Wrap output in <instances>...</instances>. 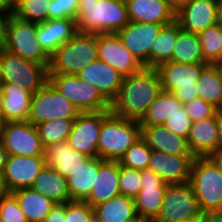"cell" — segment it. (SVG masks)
<instances>
[{
    "instance_id": "obj_55",
    "label": "cell",
    "mask_w": 222,
    "mask_h": 222,
    "mask_svg": "<svg viewBox=\"0 0 222 222\" xmlns=\"http://www.w3.org/2000/svg\"><path fill=\"white\" fill-rule=\"evenodd\" d=\"M217 24L222 28V0H218Z\"/></svg>"
},
{
    "instance_id": "obj_27",
    "label": "cell",
    "mask_w": 222,
    "mask_h": 222,
    "mask_svg": "<svg viewBox=\"0 0 222 222\" xmlns=\"http://www.w3.org/2000/svg\"><path fill=\"white\" fill-rule=\"evenodd\" d=\"M1 84V106L6 122L27 121L33 93L11 83Z\"/></svg>"
},
{
    "instance_id": "obj_9",
    "label": "cell",
    "mask_w": 222,
    "mask_h": 222,
    "mask_svg": "<svg viewBox=\"0 0 222 222\" xmlns=\"http://www.w3.org/2000/svg\"><path fill=\"white\" fill-rule=\"evenodd\" d=\"M81 112L48 81L32 95L27 121L38 125L56 118L75 119Z\"/></svg>"
},
{
    "instance_id": "obj_15",
    "label": "cell",
    "mask_w": 222,
    "mask_h": 222,
    "mask_svg": "<svg viewBox=\"0 0 222 222\" xmlns=\"http://www.w3.org/2000/svg\"><path fill=\"white\" fill-rule=\"evenodd\" d=\"M102 111L81 112L74 120L68 137L70 146L89 157L98 156Z\"/></svg>"
},
{
    "instance_id": "obj_51",
    "label": "cell",
    "mask_w": 222,
    "mask_h": 222,
    "mask_svg": "<svg viewBox=\"0 0 222 222\" xmlns=\"http://www.w3.org/2000/svg\"><path fill=\"white\" fill-rule=\"evenodd\" d=\"M10 193L4 174H0V200Z\"/></svg>"
},
{
    "instance_id": "obj_34",
    "label": "cell",
    "mask_w": 222,
    "mask_h": 222,
    "mask_svg": "<svg viewBox=\"0 0 222 222\" xmlns=\"http://www.w3.org/2000/svg\"><path fill=\"white\" fill-rule=\"evenodd\" d=\"M171 61L183 64L206 63L198 34L182 30L179 24V34Z\"/></svg>"
},
{
    "instance_id": "obj_54",
    "label": "cell",
    "mask_w": 222,
    "mask_h": 222,
    "mask_svg": "<svg viewBox=\"0 0 222 222\" xmlns=\"http://www.w3.org/2000/svg\"><path fill=\"white\" fill-rule=\"evenodd\" d=\"M0 13H2V14H13V11L8 6L6 0H0Z\"/></svg>"
},
{
    "instance_id": "obj_60",
    "label": "cell",
    "mask_w": 222,
    "mask_h": 222,
    "mask_svg": "<svg viewBox=\"0 0 222 222\" xmlns=\"http://www.w3.org/2000/svg\"><path fill=\"white\" fill-rule=\"evenodd\" d=\"M142 222H161L157 218H144Z\"/></svg>"
},
{
    "instance_id": "obj_10",
    "label": "cell",
    "mask_w": 222,
    "mask_h": 222,
    "mask_svg": "<svg viewBox=\"0 0 222 222\" xmlns=\"http://www.w3.org/2000/svg\"><path fill=\"white\" fill-rule=\"evenodd\" d=\"M1 83H11L35 94L48 82L49 64H37L1 51Z\"/></svg>"
},
{
    "instance_id": "obj_7",
    "label": "cell",
    "mask_w": 222,
    "mask_h": 222,
    "mask_svg": "<svg viewBox=\"0 0 222 222\" xmlns=\"http://www.w3.org/2000/svg\"><path fill=\"white\" fill-rule=\"evenodd\" d=\"M38 23L19 19L11 15L7 29L5 50L24 60L37 64H50L37 37Z\"/></svg>"
},
{
    "instance_id": "obj_52",
    "label": "cell",
    "mask_w": 222,
    "mask_h": 222,
    "mask_svg": "<svg viewBox=\"0 0 222 222\" xmlns=\"http://www.w3.org/2000/svg\"><path fill=\"white\" fill-rule=\"evenodd\" d=\"M169 6L177 13L183 6H185L190 0H167Z\"/></svg>"
},
{
    "instance_id": "obj_45",
    "label": "cell",
    "mask_w": 222,
    "mask_h": 222,
    "mask_svg": "<svg viewBox=\"0 0 222 222\" xmlns=\"http://www.w3.org/2000/svg\"><path fill=\"white\" fill-rule=\"evenodd\" d=\"M193 121L189 118L185 108H181L178 112L170 116L165 123L164 127L172 133L187 138L190 132Z\"/></svg>"
},
{
    "instance_id": "obj_13",
    "label": "cell",
    "mask_w": 222,
    "mask_h": 222,
    "mask_svg": "<svg viewBox=\"0 0 222 222\" xmlns=\"http://www.w3.org/2000/svg\"><path fill=\"white\" fill-rule=\"evenodd\" d=\"M163 26L130 21L116 34L144 67L151 68V47Z\"/></svg>"
},
{
    "instance_id": "obj_39",
    "label": "cell",
    "mask_w": 222,
    "mask_h": 222,
    "mask_svg": "<svg viewBox=\"0 0 222 222\" xmlns=\"http://www.w3.org/2000/svg\"><path fill=\"white\" fill-rule=\"evenodd\" d=\"M52 0H24L14 11L13 15L30 22L49 20V7Z\"/></svg>"
},
{
    "instance_id": "obj_44",
    "label": "cell",
    "mask_w": 222,
    "mask_h": 222,
    "mask_svg": "<svg viewBox=\"0 0 222 222\" xmlns=\"http://www.w3.org/2000/svg\"><path fill=\"white\" fill-rule=\"evenodd\" d=\"M183 105L186 113L193 122L212 117L218 111V108L212 103L203 101L200 97H197Z\"/></svg>"
},
{
    "instance_id": "obj_33",
    "label": "cell",
    "mask_w": 222,
    "mask_h": 222,
    "mask_svg": "<svg viewBox=\"0 0 222 222\" xmlns=\"http://www.w3.org/2000/svg\"><path fill=\"white\" fill-rule=\"evenodd\" d=\"M184 105L173 94L162 91L159 96L149 105L147 112L141 118V126L163 125L165 121L178 112Z\"/></svg>"
},
{
    "instance_id": "obj_26",
    "label": "cell",
    "mask_w": 222,
    "mask_h": 222,
    "mask_svg": "<svg viewBox=\"0 0 222 222\" xmlns=\"http://www.w3.org/2000/svg\"><path fill=\"white\" fill-rule=\"evenodd\" d=\"M141 137L152 150L171 155H193L187 138L172 133L164 125L141 126Z\"/></svg>"
},
{
    "instance_id": "obj_48",
    "label": "cell",
    "mask_w": 222,
    "mask_h": 222,
    "mask_svg": "<svg viewBox=\"0 0 222 222\" xmlns=\"http://www.w3.org/2000/svg\"><path fill=\"white\" fill-rule=\"evenodd\" d=\"M207 157L215 164V166L222 173V149L219 148L216 151L211 152Z\"/></svg>"
},
{
    "instance_id": "obj_58",
    "label": "cell",
    "mask_w": 222,
    "mask_h": 222,
    "mask_svg": "<svg viewBox=\"0 0 222 222\" xmlns=\"http://www.w3.org/2000/svg\"><path fill=\"white\" fill-rule=\"evenodd\" d=\"M8 6L14 11L24 0H6Z\"/></svg>"
},
{
    "instance_id": "obj_4",
    "label": "cell",
    "mask_w": 222,
    "mask_h": 222,
    "mask_svg": "<svg viewBox=\"0 0 222 222\" xmlns=\"http://www.w3.org/2000/svg\"><path fill=\"white\" fill-rule=\"evenodd\" d=\"M97 59V34L77 32L50 57L48 74L77 75Z\"/></svg>"
},
{
    "instance_id": "obj_19",
    "label": "cell",
    "mask_w": 222,
    "mask_h": 222,
    "mask_svg": "<svg viewBox=\"0 0 222 222\" xmlns=\"http://www.w3.org/2000/svg\"><path fill=\"white\" fill-rule=\"evenodd\" d=\"M218 0H190L176 13L182 30L199 34L217 23Z\"/></svg>"
},
{
    "instance_id": "obj_53",
    "label": "cell",
    "mask_w": 222,
    "mask_h": 222,
    "mask_svg": "<svg viewBox=\"0 0 222 222\" xmlns=\"http://www.w3.org/2000/svg\"><path fill=\"white\" fill-rule=\"evenodd\" d=\"M217 123H218V133H219V148L222 149V110L217 111Z\"/></svg>"
},
{
    "instance_id": "obj_47",
    "label": "cell",
    "mask_w": 222,
    "mask_h": 222,
    "mask_svg": "<svg viewBox=\"0 0 222 222\" xmlns=\"http://www.w3.org/2000/svg\"><path fill=\"white\" fill-rule=\"evenodd\" d=\"M62 217H65V203L55 204L44 222H62Z\"/></svg>"
},
{
    "instance_id": "obj_41",
    "label": "cell",
    "mask_w": 222,
    "mask_h": 222,
    "mask_svg": "<svg viewBox=\"0 0 222 222\" xmlns=\"http://www.w3.org/2000/svg\"><path fill=\"white\" fill-rule=\"evenodd\" d=\"M94 219V209L86 201L71 200L65 203L62 222H92Z\"/></svg>"
},
{
    "instance_id": "obj_56",
    "label": "cell",
    "mask_w": 222,
    "mask_h": 222,
    "mask_svg": "<svg viewBox=\"0 0 222 222\" xmlns=\"http://www.w3.org/2000/svg\"><path fill=\"white\" fill-rule=\"evenodd\" d=\"M180 222H203V213L201 212L200 214L186 218Z\"/></svg>"
},
{
    "instance_id": "obj_23",
    "label": "cell",
    "mask_w": 222,
    "mask_h": 222,
    "mask_svg": "<svg viewBox=\"0 0 222 222\" xmlns=\"http://www.w3.org/2000/svg\"><path fill=\"white\" fill-rule=\"evenodd\" d=\"M187 141L195 157H207L219 149L217 113L212 117L193 122Z\"/></svg>"
},
{
    "instance_id": "obj_29",
    "label": "cell",
    "mask_w": 222,
    "mask_h": 222,
    "mask_svg": "<svg viewBox=\"0 0 222 222\" xmlns=\"http://www.w3.org/2000/svg\"><path fill=\"white\" fill-rule=\"evenodd\" d=\"M12 193L17 198L27 222H44L56 204L32 188H23Z\"/></svg>"
},
{
    "instance_id": "obj_61",
    "label": "cell",
    "mask_w": 222,
    "mask_h": 222,
    "mask_svg": "<svg viewBox=\"0 0 222 222\" xmlns=\"http://www.w3.org/2000/svg\"><path fill=\"white\" fill-rule=\"evenodd\" d=\"M2 78L1 51H0V82Z\"/></svg>"
},
{
    "instance_id": "obj_16",
    "label": "cell",
    "mask_w": 222,
    "mask_h": 222,
    "mask_svg": "<svg viewBox=\"0 0 222 222\" xmlns=\"http://www.w3.org/2000/svg\"><path fill=\"white\" fill-rule=\"evenodd\" d=\"M167 183L150 169L141 170V190L134 198L136 212L143 218H157L160 214Z\"/></svg>"
},
{
    "instance_id": "obj_49",
    "label": "cell",
    "mask_w": 222,
    "mask_h": 222,
    "mask_svg": "<svg viewBox=\"0 0 222 222\" xmlns=\"http://www.w3.org/2000/svg\"><path fill=\"white\" fill-rule=\"evenodd\" d=\"M203 222H222V211L204 212Z\"/></svg>"
},
{
    "instance_id": "obj_20",
    "label": "cell",
    "mask_w": 222,
    "mask_h": 222,
    "mask_svg": "<svg viewBox=\"0 0 222 222\" xmlns=\"http://www.w3.org/2000/svg\"><path fill=\"white\" fill-rule=\"evenodd\" d=\"M77 76L93 85L110 104L117 97L124 78L113 67L99 59L82 69Z\"/></svg>"
},
{
    "instance_id": "obj_38",
    "label": "cell",
    "mask_w": 222,
    "mask_h": 222,
    "mask_svg": "<svg viewBox=\"0 0 222 222\" xmlns=\"http://www.w3.org/2000/svg\"><path fill=\"white\" fill-rule=\"evenodd\" d=\"M152 149L140 137L125 154L118 160L123 167L133 168L136 170L148 169V164Z\"/></svg>"
},
{
    "instance_id": "obj_32",
    "label": "cell",
    "mask_w": 222,
    "mask_h": 222,
    "mask_svg": "<svg viewBox=\"0 0 222 222\" xmlns=\"http://www.w3.org/2000/svg\"><path fill=\"white\" fill-rule=\"evenodd\" d=\"M196 87L198 97L220 109L222 106V68L220 64H206L201 70Z\"/></svg>"
},
{
    "instance_id": "obj_30",
    "label": "cell",
    "mask_w": 222,
    "mask_h": 222,
    "mask_svg": "<svg viewBox=\"0 0 222 222\" xmlns=\"http://www.w3.org/2000/svg\"><path fill=\"white\" fill-rule=\"evenodd\" d=\"M103 161L99 156L90 157L80 169L67 179L71 200L84 201L89 196L96 180L99 165Z\"/></svg>"
},
{
    "instance_id": "obj_35",
    "label": "cell",
    "mask_w": 222,
    "mask_h": 222,
    "mask_svg": "<svg viewBox=\"0 0 222 222\" xmlns=\"http://www.w3.org/2000/svg\"><path fill=\"white\" fill-rule=\"evenodd\" d=\"M178 34L179 23L176 20L161 28L151 47V68H157L160 64L171 61Z\"/></svg>"
},
{
    "instance_id": "obj_31",
    "label": "cell",
    "mask_w": 222,
    "mask_h": 222,
    "mask_svg": "<svg viewBox=\"0 0 222 222\" xmlns=\"http://www.w3.org/2000/svg\"><path fill=\"white\" fill-rule=\"evenodd\" d=\"M99 222H123L137 215L134 199L118 195L93 207Z\"/></svg>"
},
{
    "instance_id": "obj_46",
    "label": "cell",
    "mask_w": 222,
    "mask_h": 222,
    "mask_svg": "<svg viewBox=\"0 0 222 222\" xmlns=\"http://www.w3.org/2000/svg\"><path fill=\"white\" fill-rule=\"evenodd\" d=\"M11 15L12 14L0 13V51L5 50V45L7 41V29Z\"/></svg>"
},
{
    "instance_id": "obj_11",
    "label": "cell",
    "mask_w": 222,
    "mask_h": 222,
    "mask_svg": "<svg viewBox=\"0 0 222 222\" xmlns=\"http://www.w3.org/2000/svg\"><path fill=\"white\" fill-rule=\"evenodd\" d=\"M0 141L8 155L44 156L38 130L28 121L6 122L0 130Z\"/></svg>"
},
{
    "instance_id": "obj_36",
    "label": "cell",
    "mask_w": 222,
    "mask_h": 222,
    "mask_svg": "<svg viewBox=\"0 0 222 222\" xmlns=\"http://www.w3.org/2000/svg\"><path fill=\"white\" fill-rule=\"evenodd\" d=\"M203 58L207 64L222 62V28L216 23L198 34Z\"/></svg>"
},
{
    "instance_id": "obj_18",
    "label": "cell",
    "mask_w": 222,
    "mask_h": 222,
    "mask_svg": "<svg viewBox=\"0 0 222 222\" xmlns=\"http://www.w3.org/2000/svg\"><path fill=\"white\" fill-rule=\"evenodd\" d=\"M45 166L44 156L8 155L4 177L11 193L19 189L31 188Z\"/></svg>"
},
{
    "instance_id": "obj_24",
    "label": "cell",
    "mask_w": 222,
    "mask_h": 222,
    "mask_svg": "<svg viewBox=\"0 0 222 222\" xmlns=\"http://www.w3.org/2000/svg\"><path fill=\"white\" fill-rule=\"evenodd\" d=\"M118 195H120L119 161L104 160L99 165V170L91 192L84 201L93 208Z\"/></svg>"
},
{
    "instance_id": "obj_22",
    "label": "cell",
    "mask_w": 222,
    "mask_h": 222,
    "mask_svg": "<svg viewBox=\"0 0 222 222\" xmlns=\"http://www.w3.org/2000/svg\"><path fill=\"white\" fill-rule=\"evenodd\" d=\"M90 157L73 149L68 141L51 144L44 149L46 165L54 168L66 180L80 169Z\"/></svg>"
},
{
    "instance_id": "obj_8",
    "label": "cell",
    "mask_w": 222,
    "mask_h": 222,
    "mask_svg": "<svg viewBox=\"0 0 222 222\" xmlns=\"http://www.w3.org/2000/svg\"><path fill=\"white\" fill-rule=\"evenodd\" d=\"M207 63L183 64L167 61L156 69L161 77L162 89L173 93L183 104L198 97L196 83Z\"/></svg>"
},
{
    "instance_id": "obj_25",
    "label": "cell",
    "mask_w": 222,
    "mask_h": 222,
    "mask_svg": "<svg viewBox=\"0 0 222 222\" xmlns=\"http://www.w3.org/2000/svg\"><path fill=\"white\" fill-rule=\"evenodd\" d=\"M76 33V21L73 19L47 20L38 23V41L49 57Z\"/></svg>"
},
{
    "instance_id": "obj_50",
    "label": "cell",
    "mask_w": 222,
    "mask_h": 222,
    "mask_svg": "<svg viewBox=\"0 0 222 222\" xmlns=\"http://www.w3.org/2000/svg\"><path fill=\"white\" fill-rule=\"evenodd\" d=\"M8 153L0 141V174H4Z\"/></svg>"
},
{
    "instance_id": "obj_37",
    "label": "cell",
    "mask_w": 222,
    "mask_h": 222,
    "mask_svg": "<svg viewBox=\"0 0 222 222\" xmlns=\"http://www.w3.org/2000/svg\"><path fill=\"white\" fill-rule=\"evenodd\" d=\"M74 120L56 118L36 125L43 146L68 141Z\"/></svg>"
},
{
    "instance_id": "obj_17",
    "label": "cell",
    "mask_w": 222,
    "mask_h": 222,
    "mask_svg": "<svg viewBox=\"0 0 222 222\" xmlns=\"http://www.w3.org/2000/svg\"><path fill=\"white\" fill-rule=\"evenodd\" d=\"M194 158V155H171L152 150L148 169L167 184L188 183Z\"/></svg>"
},
{
    "instance_id": "obj_2",
    "label": "cell",
    "mask_w": 222,
    "mask_h": 222,
    "mask_svg": "<svg viewBox=\"0 0 222 222\" xmlns=\"http://www.w3.org/2000/svg\"><path fill=\"white\" fill-rule=\"evenodd\" d=\"M129 22L126 0H79V33L114 34Z\"/></svg>"
},
{
    "instance_id": "obj_12",
    "label": "cell",
    "mask_w": 222,
    "mask_h": 222,
    "mask_svg": "<svg viewBox=\"0 0 222 222\" xmlns=\"http://www.w3.org/2000/svg\"><path fill=\"white\" fill-rule=\"evenodd\" d=\"M198 200L190 183L167 184L163 205L157 219L161 222H180L200 214Z\"/></svg>"
},
{
    "instance_id": "obj_21",
    "label": "cell",
    "mask_w": 222,
    "mask_h": 222,
    "mask_svg": "<svg viewBox=\"0 0 222 222\" xmlns=\"http://www.w3.org/2000/svg\"><path fill=\"white\" fill-rule=\"evenodd\" d=\"M132 22L168 25L176 20L175 11L167 0H126Z\"/></svg>"
},
{
    "instance_id": "obj_43",
    "label": "cell",
    "mask_w": 222,
    "mask_h": 222,
    "mask_svg": "<svg viewBox=\"0 0 222 222\" xmlns=\"http://www.w3.org/2000/svg\"><path fill=\"white\" fill-rule=\"evenodd\" d=\"M79 0H52L49 7V20L73 19L76 21Z\"/></svg>"
},
{
    "instance_id": "obj_40",
    "label": "cell",
    "mask_w": 222,
    "mask_h": 222,
    "mask_svg": "<svg viewBox=\"0 0 222 222\" xmlns=\"http://www.w3.org/2000/svg\"><path fill=\"white\" fill-rule=\"evenodd\" d=\"M119 189L120 195L134 199L141 190V171L119 163Z\"/></svg>"
},
{
    "instance_id": "obj_14",
    "label": "cell",
    "mask_w": 222,
    "mask_h": 222,
    "mask_svg": "<svg viewBox=\"0 0 222 222\" xmlns=\"http://www.w3.org/2000/svg\"><path fill=\"white\" fill-rule=\"evenodd\" d=\"M97 50L98 59L113 67L123 77L138 73L144 68L116 33L97 34Z\"/></svg>"
},
{
    "instance_id": "obj_57",
    "label": "cell",
    "mask_w": 222,
    "mask_h": 222,
    "mask_svg": "<svg viewBox=\"0 0 222 222\" xmlns=\"http://www.w3.org/2000/svg\"><path fill=\"white\" fill-rule=\"evenodd\" d=\"M1 95H2V84L0 82V130L5 125L6 120L2 112V106H1Z\"/></svg>"
},
{
    "instance_id": "obj_1",
    "label": "cell",
    "mask_w": 222,
    "mask_h": 222,
    "mask_svg": "<svg viewBox=\"0 0 222 222\" xmlns=\"http://www.w3.org/2000/svg\"><path fill=\"white\" fill-rule=\"evenodd\" d=\"M162 91L157 69L144 67L138 73L123 78L110 111L116 116L140 121Z\"/></svg>"
},
{
    "instance_id": "obj_59",
    "label": "cell",
    "mask_w": 222,
    "mask_h": 222,
    "mask_svg": "<svg viewBox=\"0 0 222 222\" xmlns=\"http://www.w3.org/2000/svg\"><path fill=\"white\" fill-rule=\"evenodd\" d=\"M144 220L143 217H140L138 214L135 217H132L131 219H128L123 222H142Z\"/></svg>"
},
{
    "instance_id": "obj_28",
    "label": "cell",
    "mask_w": 222,
    "mask_h": 222,
    "mask_svg": "<svg viewBox=\"0 0 222 222\" xmlns=\"http://www.w3.org/2000/svg\"><path fill=\"white\" fill-rule=\"evenodd\" d=\"M31 188L56 204L71 201L67 180L54 168L47 165L36 177Z\"/></svg>"
},
{
    "instance_id": "obj_3",
    "label": "cell",
    "mask_w": 222,
    "mask_h": 222,
    "mask_svg": "<svg viewBox=\"0 0 222 222\" xmlns=\"http://www.w3.org/2000/svg\"><path fill=\"white\" fill-rule=\"evenodd\" d=\"M140 137L141 125L138 120L119 117L111 111H102L98 156L103 160L118 161Z\"/></svg>"
},
{
    "instance_id": "obj_42",
    "label": "cell",
    "mask_w": 222,
    "mask_h": 222,
    "mask_svg": "<svg viewBox=\"0 0 222 222\" xmlns=\"http://www.w3.org/2000/svg\"><path fill=\"white\" fill-rule=\"evenodd\" d=\"M0 222H27L25 214L13 193L0 200Z\"/></svg>"
},
{
    "instance_id": "obj_6",
    "label": "cell",
    "mask_w": 222,
    "mask_h": 222,
    "mask_svg": "<svg viewBox=\"0 0 222 222\" xmlns=\"http://www.w3.org/2000/svg\"><path fill=\"white\" fill-rule=\"evenodd\" d=\"M48 81L70 100L80 112L110 111L111 104L91 84L77 75L48 74Z\"/></svg>"
},
{
    "instance_id": "obj_5",
    "label": "cell",
    "mask_w": 222,
    "mask_h": 222,
    "mask_svg": "<svg viewBox=\"0 0 222 222\" xmlns=\"http://www.w3.org/2000/svg\"><path fill=\"white\" fill-rule=\"evenodd\" d=\"M202 213L222 211V173L208 157H195L189 180Z\"/></svg>"
}]
</instances>
